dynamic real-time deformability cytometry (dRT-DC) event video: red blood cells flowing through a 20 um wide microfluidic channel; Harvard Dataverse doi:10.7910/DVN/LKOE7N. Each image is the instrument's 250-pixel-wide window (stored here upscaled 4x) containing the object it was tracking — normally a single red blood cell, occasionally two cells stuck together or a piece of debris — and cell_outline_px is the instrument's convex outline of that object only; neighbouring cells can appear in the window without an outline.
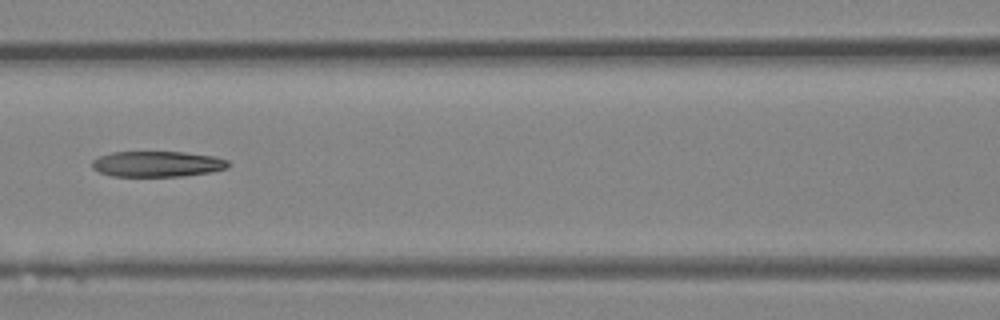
{"species": "Egyptian fruit bat (a non-hibernating species)", "species_latin": "Rousettus aegyptiacus", "temperature_condition": "room temperature", "stored_images_in_passage": 42, "camera_frame_rate_fps": 3000, "um_per_image_px": 0.085, "animal": {"sex": "female"}, "frame": {"image": 1, "passage_image": 19, "time_ms": 6.0, "image_size_px": [1000, 320], "cell_outline_px": [[232, 164], [228, 168], [212, 172], [180, 176], [112, 176], [100, 172], [92, 168], [92, 160], [100, 156], [112, 152], [184, 152], [216, 156], [228, 160]], "centroid_in_image_um": [13.42, 13.93], "position_along_channel_um": 153.2, "area_um2": 20.52}}
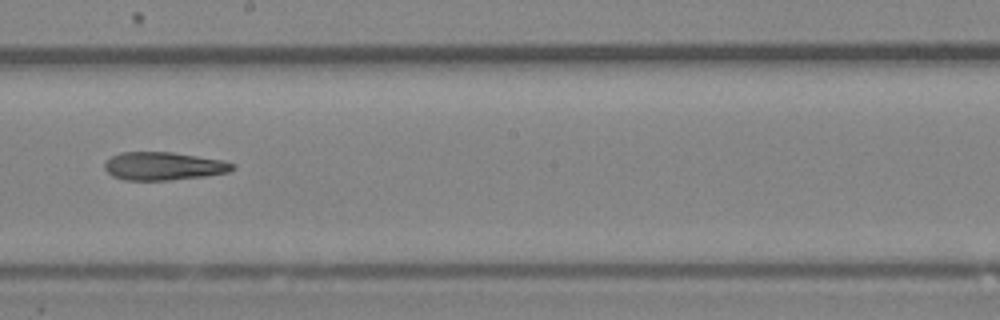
{"frame": {"image": 2, "passage_image": 24, "time_ms": 7.667, "image_size_px": [1000, 320], "cell_outline_px": [[236, 168], [228, 172], [208, 176], [168, 180], [124, 180], [112, 176], [104, 168], [104, 164], [112, 156], [120, 152], [172, 152], [224, 160], [236, 164]], "centroid_in_image_um": [13.94, 14.12], "position_along_channel_um": 234.3, "area_um2": 21.1}}